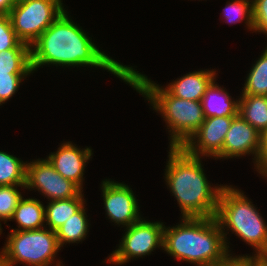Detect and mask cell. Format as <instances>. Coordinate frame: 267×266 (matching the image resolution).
<instances>
[{
  "instance_id": "obj_32",
  "label": "cell",
  "mask_w": 267,
  "mask_h": 266,
  "mask_svg": "<svg viewBox=\"0 0 267 266\" xmlns=\"http://www.w3.org/2000/svg\"><path fill=\"white\" fill-rule=\"evenodd\" d=\"M0 266H7L3 252H0Z\"/></svg>"
},
{
  "instance_id": "obj_24",
  "label": "cell",
  "mask_w": 267,
  "mask_h": 266,
  "mask_svg": "<svg viewBox=\"0 0 267 266\" xmlns=\"http://www.w3.org/2000/svg\"><path fill=\"white\" fill-rule=\"evenodd\" d=\"M17 187L25 189V185H3L0 186V221H11L14 210L23 198ZM2 233L0 222V235Z\"/></svg>"
},
{
  "instance_id": "obj_23",
  "label": "cell",
  "mask_w": 267,
  "mask_h": 266,
  "mask_svg": "<svg viewBox=\"0 0 267 266\" xmlns=\"http://www.w3.org/2000/svg\"><path fill=\"white\" fill-rule=\"evenodd\" d=\"M223 15L227 23H237L246 20L250 31L254 29L252 0H231L223 9Z\"/></svg>"
},
{
  "instance_id": "obj_17",
  "label": "cell",
  "mask_w": 267,
  "mask_h": 266,
  "mask_svg": "<svg viewBox=\"0 0 267 266\" xmlns=\"http://www.w3.org/2000/svg\"><path fill=\"white\" fill-rule=\"evenodd\" d=\"M238 114L261 135L267 132V96L241 95Z\"/></svg>"
},
{
  "instance_id": "obj_18",
  "label": "cell",
  "mask_w": 267,
  "mask_h": 266,
  "mask_svg": "<svg viewBox=\"0 0 267 266\" xmlns=\"http://www.w3.org/2000/svg\"><path fill=\"white\" fill-rule=\"evenodd\" d=\"M82 192L76 197L49 201L45 207V226L48 225L49 229L56 231L67 219L78 212L85 203Z\"/></svg>"
},
{
  "instance_id": "obj_10",
  "label": "cell",
  "mask_w": 267,
  "mask_h": 266,
  "mask_svg": "<svg viewBox=\"0 0 267 266\" xmlns=\"http://www.w3.org/2000/svg\"><path fill=\"white\" fill-rule=\"evenodd\" d=\"M101 187L104 209L112 222L127 228L141 219L138 200L128 185L105 179Z\"/></svg>"
},
{
  "instance_id": "obj_27",
  "label": "cell",
  "mask_w": 267,
  "mask_h": 266,
  "mask_svg": "<svg viewBox=\"0 0 267 266\" xmlns=\"http://www.w3.org/2000/svg\"><path fill=\"white\" fill-rule=\"evenodd\" d=\"M254 31L267 35V0H252Z\"/></svg>"
},
{
  "instance_id": "obj_34",
  "label": "cell",
  "mask_w": 267,
  "mask_h": 266,
  "mask_svg": "<svg viewBox=\"0 0 267 266\" xmlns=\"http://www.w3.org/2000/svg\"><path fill=\"white\" fill-rule=\"evenodd\" d=\"M25 1H28V0H17V3H22V2H25Z\"/></svg>"
},
{
  "instance_id": "obj_2",
  "label": "cell",
  "mask_w": 267,
  "mask_h": 266,
  "mask_svg": "<svg viewBox=\"0 0 267 266\" xmlns=\"http://www.w3.org/2000/svg\"><path fill=\"white\" fill-rule=\"evenodd\" d=\"M165 181L176 198L182 217H215L223 185L211 187L204 173L201 157L183 147H170Z\"/></svg>"
},
{
  "instance_id": "obj_6",
  "label": "cell",
  "mask_w": 267,
  "mask_h": 266,
  "mask_svg": "<svg viewBox=\"0 0 267 266\" xmlns=\"http://www.w3.org/2000/svg\"><path fill=\"white\" fill-rule=\"evenodd\" d=\"M10 231L2 249L7 266L22 262L29 266H50L61 247L51 229Z\"/></svg>"
},
{
  "instance_id": "obj_20",
  "label": "cell",
  "mask_w": 267,
  "mask_h": 266,
  "mask_svg": "<svg viewBox=\"0 0 267 266\" xmlns=\"http://www.w3.org/2000/svg\"><path fill=\"white\" fill-rule=\"evenodd\" d=\"M26 165L16 156L0 151V186L25 185Z\"/></svg>"
},
{
  "instance_id": "obj_22",
  "label": "cell",
  "mask_w": 267,
  "mask_h": 266,
  "mask_svg": "<svg viewBox=\"0 0 267 266\" xmlns=\"http://www.w3.org/2000/svg\"><path fill=\"white\" fill-rule=\"evenodd\" d=\"M0 70L32 71L30 46L20 42L15 48L1 51Z\"/></svg>"
},
{
  "instance_id": "obj_8",
  "label": "cell",
  "mask_w": 267,
  "mask_h": 266,
  "mask_svg": "<svg viewBox=\"0 0 267 266\" xmlns=\"http://www.w3.org/2000/svg\"><path fill=\"white\" fill-rule=\"evenodd\" d=\"M162 222H149L142 218L127 227L118 248L109 256L108 263L123 265L133 258L151 254L157 247L163 248Z\"/></svg>"
},
{
  "instance_id": "obj_36",
  "label": "cell",
  "mask_w": 267,
  "mask_h": 266,
  "mask_svg": "<svg viewBox=\"0 0 267 266\" xmlns=\"http://www.w3.org/2000/svg\"><path fill=\"white\" fill-rule=\"evenodd\" d=\"M14 4H16L17 3V0H11Z\"/></svg>"
},
{
  "instance_id": "obj_3",
  "label": "cell",
  "mask_w": 267,
  "mask_h": 266,
  "mask_svg": "<svg viewBox=\"0 0 267 266\" xmlns=\"http://www.w3.org/2000/svg\"><path fill=\"white\" fill-rule=\"evenodd\" d=\"M174 227L164 226L163 250L180 261L196 266H220L232 258L215 217H182ZM231 255V256H230Z\"/></svg>"
},
{
  "instance_id": "obj_4",
  "label": "cell",
  "mask_w": 267,
  "mask_h": 266,
  "mask_svg": "<svg viewBox=\"0 0 267 266\" xmlns=\"http://www.w3.org/2000/svg\"><path fill=\"white\" fill-rule=\"evenodd\" d=\"M128 66L127 83L145 97L153 110L161 113L170 129V147H182L205 120L201 101L181 99L159 87L146 75Z\"/></svg>"
},
{
  "instance_id": "obj_7",
  "label": "cell",
  "mask_w": 267,
  "mask_h": 266,
  "mask_svg": "<svg viewBox=\"0 0 267 266\" xmlns=\"http://www.w3.org/2000/svg\"><path fill=\"white\" fill-rule=\"evenodd\" d=\"M64 10L62 0H28L14 4L8 15L18 39L31 46Z\"/></svg>"
},
{
  "instance_id": "obj_31",
  "label": "cell",
  "mask_w": 267,
  "mask_h": 266,
  "mask_svg": "<svg viewBox=\"0 0 267 266\" xmlns=\"http://www.w3.org/2000/svg\"><path fill=\"white\" fill-rule=\"evenodd\" d=\"M220 266H242V259L232 258L226 264H223Z\"/></svg>"
},
{
  "instance_id": "obj_35",
  "label": "cell",
  "mask_w": 267,
  "mask_h": 266,
  "mask_svg": "<svg viewBox=\"0 0 267 266\" xmlns=\"http://www.w3.org/2000/svg\"><path fill=\"white\" fill-rule=\"evenodd\" d=\"M57 263H56V266H61V264H62V262H59V261H56ZM61 263V264H60ZM63 266V265H62Z\"/></svg>"
},
{
  "instance_id": "obj_33",
  "label": "cell",
  "mask_w": 267,
  "mask_h": 266,
  "mask_svg": "<svg viewBox=\"0 0 267 266\" xmlns=\"http://www.w3.org/2000/svg\"><path fill=\"white\" fill-rule=\"evenodd\" d=\"M259 260H260L265 266H267V254L263 255Z\"/></svg>"
},
{
  "instance_id": "obj_19",
  "label": "cell",
  "mask_w": 267,
  "mask_h": 266,
  "mask_svg": "<svg viewBox=\"0 0 267 266\" xmlns=\"http://www.w3.org/2000/svg\"><path fill=\"white\" fill-rule=\"evenodd\" d=\"M85 210L84 205L56 230L60 247H63L65 243H79L86 238L89 232V220L87 219Z\"/></svg>"
},
{
  "instance_id": "obj_28",
  "label": "cell",
  "mask_w": 267,
  "mask_h": 266,
  "mask_svg": "<svg viewBox=\"0 0 267 266\" xmlns=\"http://www.w3.org/2000/svg\"><path fill=\"white\" fill-rule=\"evenodd\" d=\"M255 168L262 176L265 178L267 177V132L262 135L261 152L257 163L255 164Z\"/></svg>"
},
{
  "instance_id": "obj_11",
  "label": "cell",
  "mask_w": 267,
  "mask_h": 266,
  "mask_svg": "<svg viewBox=\"0 0 267 266\" xmlns=\"http://www.w3.org/2000/svg\"><path fill=\"white\" fill-rule=\"evenodd\" d=\"M234 117L205 118L199 129L182 147L194 156L215 157L222 150L226 133Z\"/></svg>"
},
{
  "instance_id": "obj_9",
  "label": "cell",
  "mask_w": 267,
  "mask_h": 266,
  "mask_svg": "<svg viewBox=\"0 0 267 266\" xmlns=\"http://www.w3.org/2000/svg\"><path fill=\"white\" fill-rule=\"evenodd\" d=\"M25 189H37L48 201L76 197L82 190L72 181L62 177L49 160L27 162Z\"/></svg>"
},
{
  "instance_id": "obj_14",
  "label": "cell",
  "mask_w": 267,
  "mask_h": 266,
  "mask_svg": "<svg viewBox=\"0 0 267 266\" xmlns=\"http://www.w3.org/2000/svg\"><path fill=\"white\" fill-rule=\"evenodd\" d=\"M216 78V70H200L189 72L165 87L173 96L201 101L207 87Z\"/></svg>"
},
{
  "instance_id": "obj_12",
  "label": "cell",
  "mask_w": 267,
  "mask_h": 266,
  "mask_svg": "<svg viewBox=\"0 0 267 266\" xmlns=\"http://www.w3.org/2000/svg\"><path fill=\"white\" fill-rule=\"evenodd\" d=\"M261 147L262 135L238 114L233 118L226 133L222 150L214 158L227 159L252 154L256 164Z\"/></svg>"
},
{
  "instance_id": "obj_1",
  "label": "cell",
  "mask_w": 267,
  "mask_h": 266,
  "mask_svg": "<svg viewBox=\"0 0 267 266\" xmlns=\"http://www.w3.org/2000/svg\"><path fill=\"white\" fill-rule=\"evenodd\" d=\"M67 14L64 10L30 46L32 71L46 64L62 67L91 65L108 70L127 84L128 66L99 50L92 38Z\"/></svg>"
},
{
  "instance_id": "obj_25",
  "label": "cell",
  "mask_w": 267,
  "mask_h": 266,
  "mask_svg": "<svg viewBox=\"0 0 267 266\" xmlns=\"http://www.w3.org/2000/svg\"><path fill=\"white\" fill-rule=\"evenodd\" d=\"M33 71H2L0 70V104L8 101L18 90L22 80Z\"/></svg>"
},
{
  "instance_id": "obj_15",
  "label": "cell",
  "mask_w": 267,
  "mask_h": 266,
  "mask_svg": "<svg viewBox=\"0 0 267 266\" xmlns=\"http://www.w3.org/2000/svg\"><path fill=\"white\" fill-rule=\"evenodd\" d=\"M215 80L207 87L201 100L205 118L237 116L239 100H233L224 88L215 83Z\"/></svg>"
},
{
  "instance_id": "obj_26",
  "label": "cell",
  "mask_w": 267,
  "mask_h": 266,
  "mask_svg": "<svg viewBox=\"0 0 267 266\" xmlns=\"http://www.w3.org/2000/svg\"><path fill=\"white\" fill-rule=\"evenodd\" d=\"M21 41L12 28L8 14H0V52L15 48Z\"/></svg>"
},
{
  "instance_id": "obj_21",
  "label": "cell",
  "mask_w": 267,
  "mask_h": 266,
  "mask_svg": "<svg viewBox=\"0 0 267 266\" xmlns=\"http://www.w3.org/2000/svg\"><path fill=\"white\" fill-rule=\"evenodd\" d=\"M241 95L267 96V47L249 71Z\"/></svg>"
},
{
  "instance_id": "obj_5",
  "label": "cell",
  "mask_w": 267,
  "mask_h": 266,
  "mask_svg": "<svg viewBox=\"0 0 267 266\" xmlns=\"http://www.w3.org/2000/svg\"><path fill=\"white\" fill-rule=\"evenodd\" d=\"M220 228L222 229L224 240L227 243V234L225 229L231 230L246 244L254 247L256 251L254 256H242L243 259L259 260L267 254V225L252 202L231 185H225L220 193L215 215ZM225 227V229H224Z\"/></svg>"
},
{
  "instance_id": "obj_13",
  "label": "cell",
  "mask_w": 267,
  "mask_h": 266,
  "mask_svg": "<svg viewBox=\"0 0 267 266\" xmlns=\"http://www.w3.org/2000/svg\"><path fill=\"white\" fill-rule=\"evenodd\" d=\"M92 154L90 147L81 150L71 142H64L47 159L62 177L72 181L83 191V172Z\"/></svg>"
},
{
  "instance_id": "obj_30",
  "label": "cell",
  "mask_w": 267,
  "mask_h": 266,
  "mask_svg": "<svg viewBox=\"0 0 267 266\" xmlns=\"http://www.w3.org/2000/svg\"><path fill=\"white\" fill-rule=\"evenodd\" d=\"M242 266H265L260 260L256 259H243Z\"/></svg>"
},
{
  "instance_id": "obj_29",
  "label": "cell",
  "mask_w": 267,
  "mask_h": 266,
  "mask_svg": "<svg viewBox=\"0 0 267 266\" xmlns=\"http://www.w3.org/2000/svg\"><path fill=\"white\" fill-rule=\"evenodd\" d=\"M14 3L11 0H0V14H9Z\"/></svg>"
},
{
  "instance_id": "obj_16",
  "label": "cell",
  "mask_w": 267,
  "mask_h": 266,
  "mask_svg": "<svg viewBox=\"0 0 267 266\" xmlns=\"http://www.w3.org/2000/svg\"><path fill=\"white\" fill-rule=\"evenodd\" d=\"M45 206L35 198H22L14 210L12 220L18 224L11 231H29L44 228Z\"/></svg>"
}]
</instances>
